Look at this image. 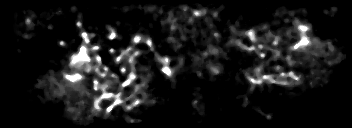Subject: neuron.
Masks as SVG:
<instances>
[{
	"instance_id": "1",
	"label": "neuron",
	"mask_w": 352,
	"mask_h": 128,
	"mask_svg": "<svg viewBox=\"0 0 352 128\" xmlns=\"http://www.w3.org/2000/svg\"><path fill=\"white\" fill-rule=\"evenodd\" d=\"M206 10H199L196 8V10L194 11V16H203L205 15ZM78 27L82 26V22L79 20L76 24ZM192 35L196 34L198 31L195 30V28H192ZM311 30L309 25H305L302 22H300L297 27H295V31H297L298 33H300V40L298 42H294V45H292V51L293 52H300V56L301 58H303V65H306L307 62L310 60L312 57H318L319 53L316 52V54H312L313 50L316 49V47H313V45H317V48L319 49V51H329L332 53H334L335 50L338 49H332L331 46H329V49H325L326 47L323 45L319 46V39L311 37L307 34V32ZM255 33H259L258 31L255 32L253 29H249V31L247 32V39L250 40L251 42V48L249 49L246 45L243 44V40L239 39L236 43L230 42V45H237L239 46V50H246L248 52H251V49L255 52V54L257 56H259V59H264L265 58V53L261 52V48L263 47L262 45H256L255 41H258V39L254 38L255 37ZM134 38L132 39V45L128 46L127 48H125V50H123L119 55L115 56L113 61L118 63L119 61H124L125 59H128V62H132V60L134 59L129 52L133 51L134 49H136L134 51V55H139V54H145L144 51H139L141 49L135 48L137 47L140 43L143 42V38H142V34L140 31H136L134 32ZM88 32H83L79 35V37L73 38L71 41H77L78 38L83 37L85 39V42L87 44H89V40H88ZM116 37V33L115 31L110 32V39H114ZM264 39L270 44L272 43V45H274L275 47L278 44V39L277 37H274L271 34H264ZM288 39H290L291 41H295V38L292 35H288ZM215 43H213L212 45L209 46V51L212 52V54H217L218 53V48L217 49H213ZM59 46L64 47L67 46L65 42L60 41L59 42ZM100 47L99 46H93L92 48H88L85 46H80L79 47V54H75L73 53V56L71 57V59L69 60V63L67 65H65V70L66 72L63 73V77L61 79L62 83L58 85V91L60 92H64V90H69V91H75V94L81 95V94H85V91L87 92L89 89H84V88H80V81H84V79H86V75L89 76L91 73V80L93 81V90L96 92H102L101 96H97V95H91L90 96V104L91 107L94 108L95 110H100V109H105V113L103 114V117H107L108 115H110L112 113V110L114 109L115 106L119 105H123L124 103L129 102L130 100H133V104L131 106H128L127 109L128 111H132L133 107H136L138 105L141 104V102L144 99H140L138 94H136V91L132 92L127 98H121L120 96L122 95V93H124V88L126 85L131 84V82H133L134 80H136L138 78V75L135 74V72H130V75L126 78V80L123 82V84L121 85V87L119 88V92L113 93L111 92V90L113 89V84L111 83L110 77L112 78H116V73L112 72L113 70V65L111 66V68H108L106 65L101 64V58L100 55H97L95 57V60L99 62L98 66H94L92 64H90V62L92 60H94V58H90L88 57V54L90 51H97L99 50ZM307 50V51H306ZM303 52H307L308 54L305 55L303 54ZM207 55L206 50H201V57L204 58ZM124 59V60H122ZM286 59V61H288V63L290 64V66H294V60L295 58L293 56H284L283 55V60ZM170 57L165 56L163 59L160 60V64L163 65V67H161V71L166 74V76H170L172 73H174V69H170ZM85 69V74H83V68ZM126 67L121 66V68L119 69V71H121V73H124L126 71ZM252 71L257 72V79L252 78L251 76H247V79L250 83L252 84H259L262 85L263 80H266L267 82L270 80V83L272 84H278L281 86H286V87H291V84L294 85V83H292V79H294V81L299 82L300 80V76L303 75L299 72L295 73L293 71L289 72V73H285V72H280L279 73V77H276L274 75H266L265 73L262 72L260 65L259 67H255L252 69ZM87 73V74H86ZM107 74H109L110 76H107ZM101 78H105L104 80H101ZM143 86H146V81L142 80L141 85L134 87L136 90L140 91ZM79 89H76V88ZM121 90V93H120ZM103 99H107L111 102V105L109 107H105V106H98V103L100 101H102ZM66 112L68 114H72V109L67 108ZM128 124L132 125L136 122V120L134 119H128Z\"/></svg>"
}]
</instances>
